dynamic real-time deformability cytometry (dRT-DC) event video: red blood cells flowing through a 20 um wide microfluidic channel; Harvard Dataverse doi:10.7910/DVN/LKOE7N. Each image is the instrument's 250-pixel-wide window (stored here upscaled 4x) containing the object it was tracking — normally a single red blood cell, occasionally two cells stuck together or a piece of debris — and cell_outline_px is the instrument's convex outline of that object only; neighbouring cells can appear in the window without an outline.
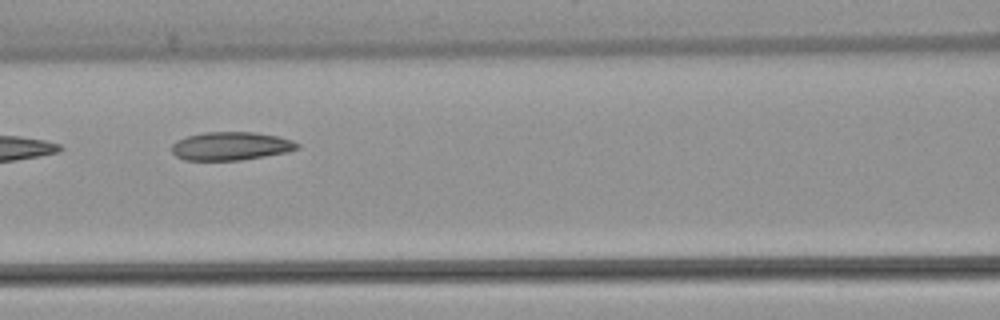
{"species": "common noctule bat (a hibernating species)", "species_latin": "Nyctalus noctula", "temperature_condition": "warm", "stored_images_in_passage": 7, "camera_frame_rate_fps": 3000, "um_per_image_px": 0.085, "animal": {"sex": "female", "body_mass_g": 22.7, "forearm_length_mm": 54.2}, "frame": {"image": 1, "passage_image": 5, "time_ms": 5.0, "image_size_px": [1000, 320], "cell_outline_px": [[300, 148], [288, 152], [240, 160], [184, 160], [176, 156], [172, 152], [172, 144], [176, 140], [188, 136], [204, 132], [252, 132], [276, 136], [292, 140], [300, 144]], "centroid_in_image_um": [19.62, 12.42], "position_along_channel_um": 147.0, "area_um2": 20.69}}
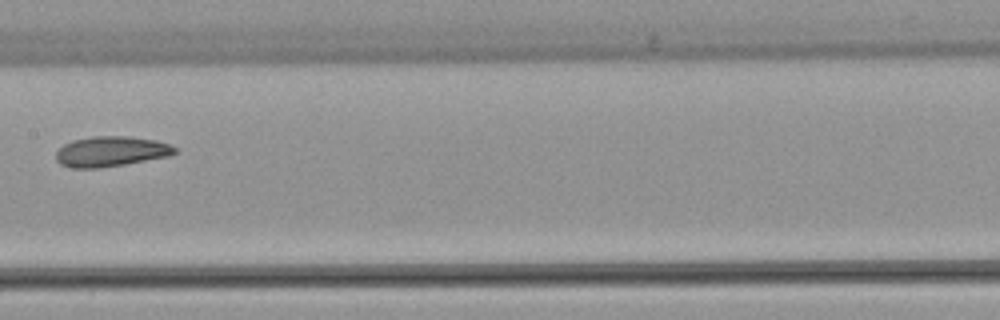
{"frame": {"image": 2, "passage_image": 6, "time_ms": 6.333, "image_size_px": [1000, 320], "cell_outline_px": [[176, 152], [168, 156], [124, 164], [100, 168], [72, 168], [60, 164], [56, 160], [56, 152], [64, 144], [72, 140], [92, 136], [128, 136], [156, 140], [168, 144], [176, 148]], "centroid_in_image_um": [9.39, 12.87], "position_along_channel_um": 198.0, "area_um2": 20.87}}